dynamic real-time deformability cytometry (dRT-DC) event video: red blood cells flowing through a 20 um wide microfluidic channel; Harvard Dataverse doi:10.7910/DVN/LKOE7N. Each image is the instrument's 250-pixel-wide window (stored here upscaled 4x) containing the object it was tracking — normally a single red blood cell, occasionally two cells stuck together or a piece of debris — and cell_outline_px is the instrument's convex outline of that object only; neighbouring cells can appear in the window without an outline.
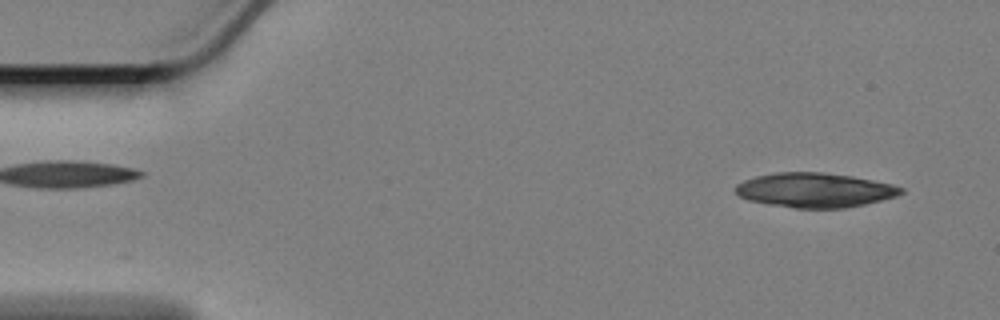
{"species": "Egyptian fruit bat (a non-hibernating species)", "species_latin": "Rousettus aegyptiacus", "temperature_condition": "cold", "stored_images_in_passage": 56, "segment_of_instrument_passage": [1, 2], "camera_frame_rate_fps": 3000, "um_per_image_px": 0.085, "animal": {"sex": "female"}, "frame": {"image": 1, "passage_image": 4, "time_ms": 1.0, "image_size_px": [1000, 320], "cell_outline_px": [[904, 192], [896, 196], [864, 204], [844, 208], [796, 208], [748, 200], [740, 196], [736, 192], [736, 184], [744, 180], [756, 176], [776, 172], [820, 172], [852, 176], [892, 184], [904, 188]], "centroid_in_image_um": [69.26, 16.15], "position_along_channel_um": 15.7, "area_um2": 33.0}}